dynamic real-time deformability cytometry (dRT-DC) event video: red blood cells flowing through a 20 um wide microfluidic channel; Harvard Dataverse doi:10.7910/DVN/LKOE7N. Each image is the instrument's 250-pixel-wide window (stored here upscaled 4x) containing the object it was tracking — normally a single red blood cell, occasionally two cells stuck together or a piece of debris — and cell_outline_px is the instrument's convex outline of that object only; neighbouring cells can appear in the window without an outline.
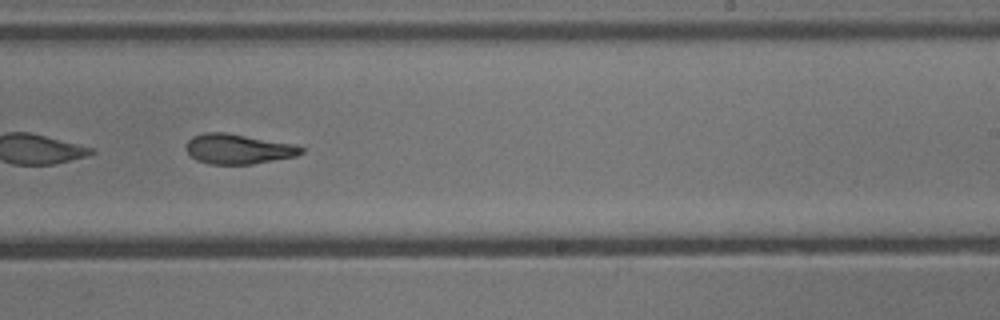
{"species": "common noctule bat (a hibernating species)", "species_latin": "Nyctalus noctula", "temperature_condition": "cold", "stored_images_in_passage": 46, "camera_frame_rate_fps": 3000, "um_per_image_px": 0.085, "animal": {"sex": "male", "body_mass_g": 13.3}, "frame": {"image": 1, "passage_image": 27, "time_ms": 8.667, "image_size_px": [1000, 320], "cell_outline_px": [[304, 152], [296, 156], [252, 164], [208, 164], [196, 160], [184, 148], [188, 140], [192, 136], [204, 132], [228, 132], [296, 144], [304, 148]], "centroid_in_image_um": [20.25, 12.65], "position_along_channel_um": 268.8, "area_um2": 20.4}, "authors_computed_cell_mechanics": {"area_um2": 20.9814, "velocity_mm_per_s": 3.9031, "shape_relaxation_time_tau1_ms": 5.7104, "shape_relaxation_time_tau2_ms": 3.8298, "deformation_change_tau1": 0.2031, "deformation_change_tau2": 0.1399}}